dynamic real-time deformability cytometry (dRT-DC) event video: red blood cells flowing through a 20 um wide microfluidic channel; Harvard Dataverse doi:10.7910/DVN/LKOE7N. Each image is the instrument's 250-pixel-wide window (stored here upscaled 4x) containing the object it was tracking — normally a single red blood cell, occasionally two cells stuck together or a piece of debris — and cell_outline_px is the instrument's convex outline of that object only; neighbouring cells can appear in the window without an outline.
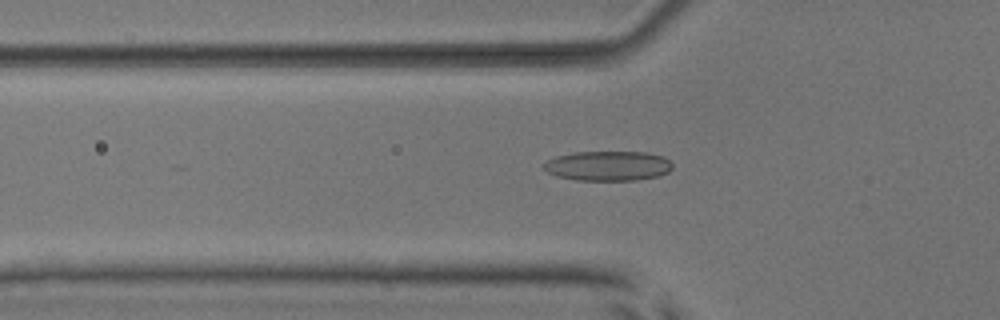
{"species": "common noctule bat (a hibernating species)", "species_latin": "Nyctalus noctula", "temperature_condition": "room temperature", "stored_images_in_passage": 31, "camera_frame_rate_fps": 3000, "um_per_image_px": 0.085, "animal": {"sex": "male", "body_mass_g": 17.9, "forearm_length_mm": 54.2}, "frame": {"image": 1, "passage_image": 10, "time_ms": 3.0, "image_size_px": [1000, 320], "cell_outline_px": [[672, 168], [668, 172], [660, 176], [636, 180], [576, 180], [556, 176], [548, 172], [544, 168], [544, 164], [548, 160], [556, 156], [572, 152], [644, 152], [664, 156], [672, 164]], "centroid_in_image_um": [51.69, 14.1], "position_along_channel_um": 74.1, "area_um2": 22.37}}
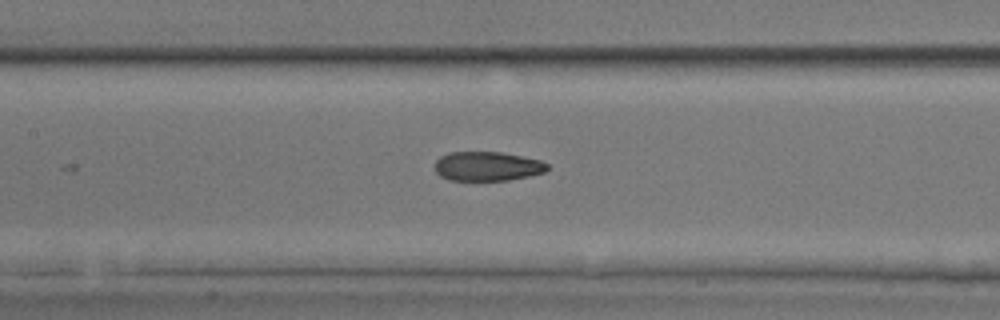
{"frame": {"image": 2, "passage_image": 17, "time_ms": 5.333, "image_size_px": [1000, 320], "cell_outline_px": [[548, 168], [544, 172], [528, 176], [508, 180], [448, 180], [440, 176], [436, 172], [436, 160], [440, 156], [448, 152], [500, 152], [540, 160], [548, 164]], "centroid_in_image_um": [41.4, 14.13], "position_along_channel_um": 166.0, "area_um2": 19.07}}
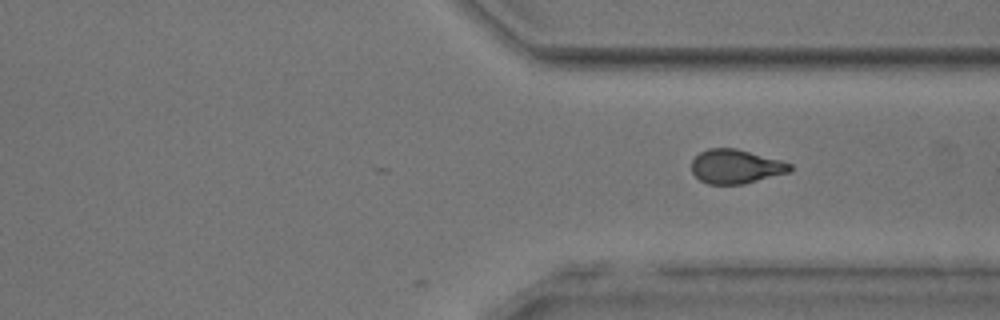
{"frame": {"image": 3, "passage_image": 31, "time_ms": 10.0, "image_size_px": [1000, 320], "cell_outline_px": [[792, 168], [788, 172], [744, 184], [708, 184], [700, 180], [692, 172], [692, 160], [700, 152], [708, 148], [736, 148], [780, 160], [792, 164]], "centroid_in_image_um": [62.52, 14.15], "position_along_channel_um": 348.9, "area_um2": 19.42}}